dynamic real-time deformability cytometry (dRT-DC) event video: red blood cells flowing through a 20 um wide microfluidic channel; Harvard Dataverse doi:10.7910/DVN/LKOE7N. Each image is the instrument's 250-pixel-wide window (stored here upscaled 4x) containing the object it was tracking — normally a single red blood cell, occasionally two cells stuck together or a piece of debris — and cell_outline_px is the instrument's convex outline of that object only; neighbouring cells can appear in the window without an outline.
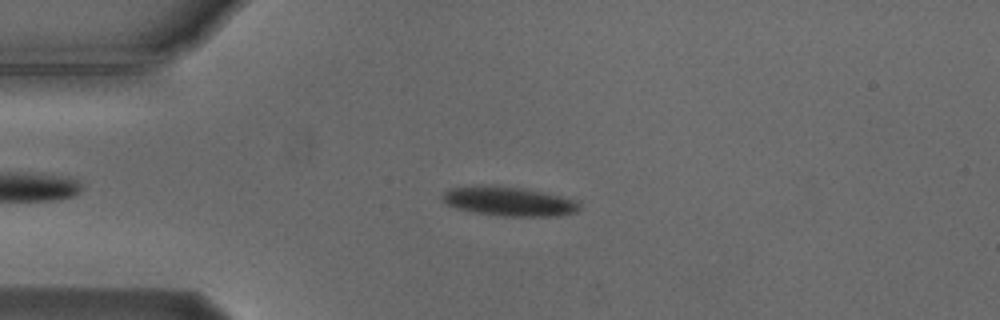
{"species": "Egyptian fruit bat (a non-hibernating species)", "species_latin": "Rousettus aegyptiacus", "temperature_condition": "cold", "stored_images_in_passage": 38, "camera_frame_rate_fps": 3000, "um_per_image_px": 0.085, "animal": {"sex": "male"}, "frame": {"image": 1, "passage_image": 1, "time_ms": 0.0, "image_size_px": [1000, 320], "cell_outline_px": [[580, 208], [576, 212], [560, 216], [500, 216], [472, 212], [456, 208], [444, 204], [440, 200], [440, 196], [444, 192], [452, 188], [480, 184], [520, 188], [560, 196], [576, 200], [580, 204]], "centroid_in_image_um": [43.18, 17.12], "position_along_channel_um": 41.8, "area_um2": 23.52}}
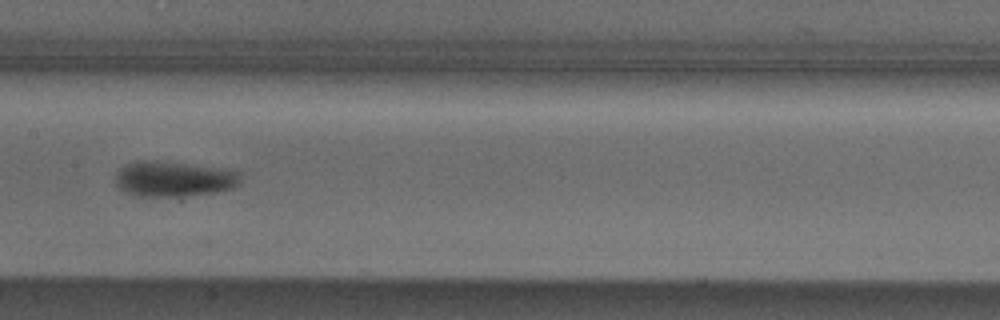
{"frame": {"image": 2, "passage_image": 15, "time_ms": 4.667, "image_size_px": [1000, 320], "cell_outline_px": [[240, 180], [232, 188], [216, 192], [172, 196], [136, 196], [120, 188], [116, 184], [116, 172], [120, 168], [128, 164], [140, 160], [156, 160], [240, 172]], "centroid_in_image_um": [14.7, 15.21], "position_along_channel_um": 192.7, "area_um2": 25.03}}
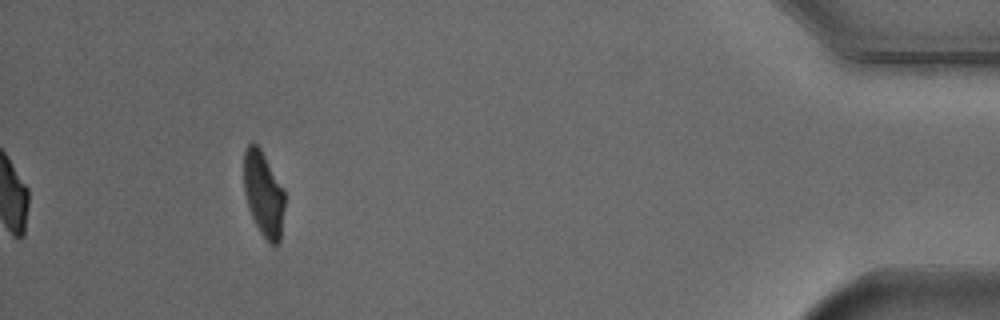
{"frame": {"image": 3, "passage_image": 38, "time_ms": 12.333, "image_size_px": [1000, 320], "cell_outline_px": [[284, 208], [280, 244], [268, 244], [260, 232], [252, 216], [244, 192], [244, 148], [252, 140], [260, 148], [284, 188]], "centroid_in_image_um": [22.4, 16.48], "position_along_channel_um": 412.8, "area_um2": 20.4}, "authors_computed_cell_mechanics": {"area_um2": 24.1026, "velocity_mm_per_s": 3.7382, "shape_relaxation_time_tau1_ms": 2.2636, "shape_relaxation_time_tau2_ms": 4.5587, "deformation_change_tau1": 0.1149, "deformation_change_tau2": 0.0748}}